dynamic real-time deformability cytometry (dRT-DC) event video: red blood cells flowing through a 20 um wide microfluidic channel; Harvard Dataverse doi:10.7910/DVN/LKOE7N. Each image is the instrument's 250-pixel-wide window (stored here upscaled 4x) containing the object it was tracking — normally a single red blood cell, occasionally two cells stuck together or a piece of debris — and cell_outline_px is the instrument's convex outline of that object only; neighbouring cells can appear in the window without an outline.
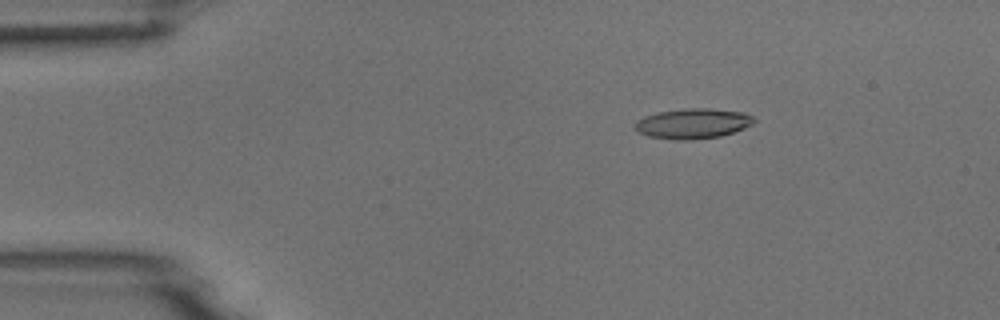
{"species": "common noctule bat (a hibernating species)", "species_latin": "Nyctalus noctula", "temperature_condition": "room temperature", "stored_images_in_passage": 45, "camera_frame_rate_fps": 3000, "um_per_image_px": 0.085, "animal": {"sex": "male", "body_mass_g": 18.8}, "frame": {"image": 1, "passage_image": 1, "time_ms": 0.0, "image_size_px": [1000, 320], "cell_outline_px": [[756, 120], [752, 124], [744, 128], [720, 136], [692, 140], [676, 140], [648, 136], [636, 132], [636, 120], [644, 116], [660, 112], [684, 108], [708, 108], [744, 112], [752, 116]], "centroid_in_image_um": [58.89, 10.5], "position_along_channel_um": 26.1, "area_um2": 20.92}}
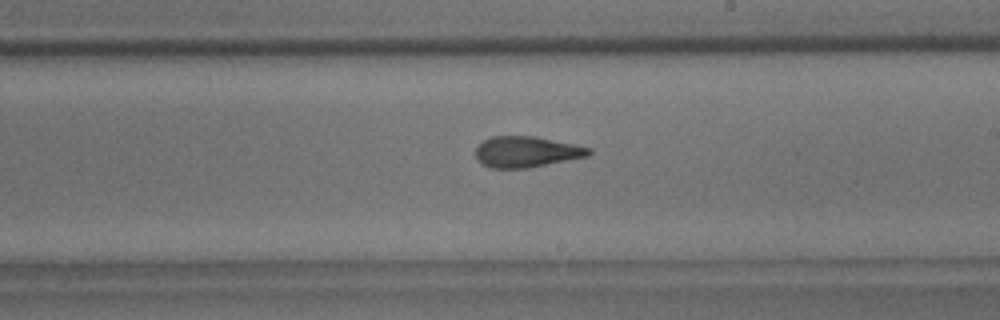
{"frame": {"image": 2, "passage_image": 23, "time_ms": 7.333, "image_size_px": [1000, 320], "cell_outline_px": [[592, 152], [588, 156], [528, 168], [492, 168], [476, 160], [476, 148], [484, 140], [492, 136], [536, 136], [592, 148]], "centroid_in_image_um": [44.76, 12.9], "position_along_channel_um": 244.2, "area_um2": 20.35}}
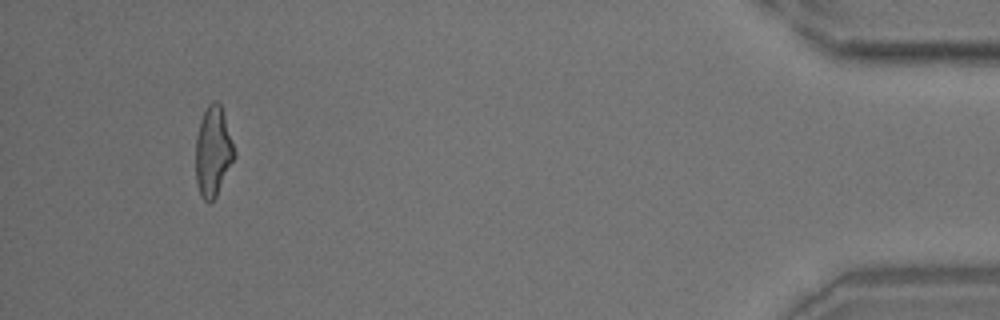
{"frame": {"image": 3, "passage_image": 42, "time_ms": 13.667, "image_size_px": [1000, 320], "cell_outline_px": [[236, 156], [216, 196], [208, 204], [200, 196], [196, 184], [196, 136], [200, 120], [208, 104], [212, 100], [216, 100], [220, 104], [236, 152]], "centroid_in_image_um": [18.1, 12.9], "position_along_channel_um": 417.1, "area_um2": 20.29}}